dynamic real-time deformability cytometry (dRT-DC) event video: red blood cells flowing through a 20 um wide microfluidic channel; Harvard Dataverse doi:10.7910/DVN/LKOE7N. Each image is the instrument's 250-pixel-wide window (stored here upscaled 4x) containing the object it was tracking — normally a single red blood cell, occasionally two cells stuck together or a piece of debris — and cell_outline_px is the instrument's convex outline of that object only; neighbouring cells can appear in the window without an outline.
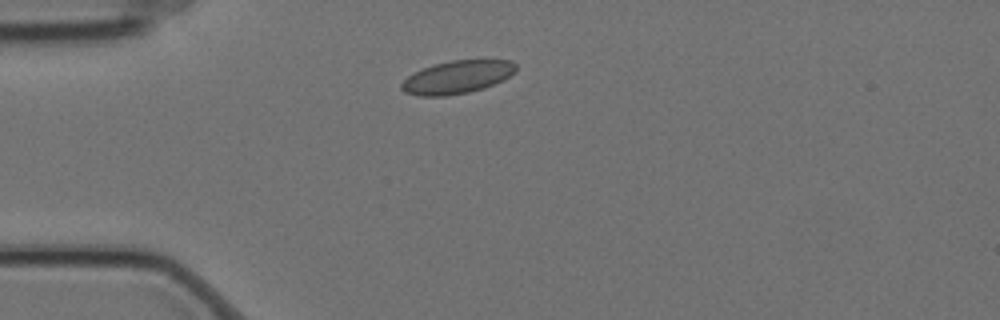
{"species": "Egyptian fruit bat (a non-hibernating species)", "species_latin": "Rousettus aegyptiacus", "temperature_condition": "cold", "stored_images_in_passage": 13, "camera_frame_rate_fps": 3000, "um_per_image_px": 0.085, "animal": {"sex": "female"}, "frame": {"image": 1, "passage_image": 2, "time_ms": 0.333, "image_size_px": [1000, 320], "cell_outline_px": [[516, 68], [508, 76], [484, 88], [468, 92], [444, 96], [420, 96], [404, 92], [400, 88], [400, 84], [408, 76], [432, 64], [452, 60], [512, 60], [516, 64]], "centroid_in_image_um": [38.82, 6.55], "position_along_channel_um": 46.2, "area_um2": 21.68}}
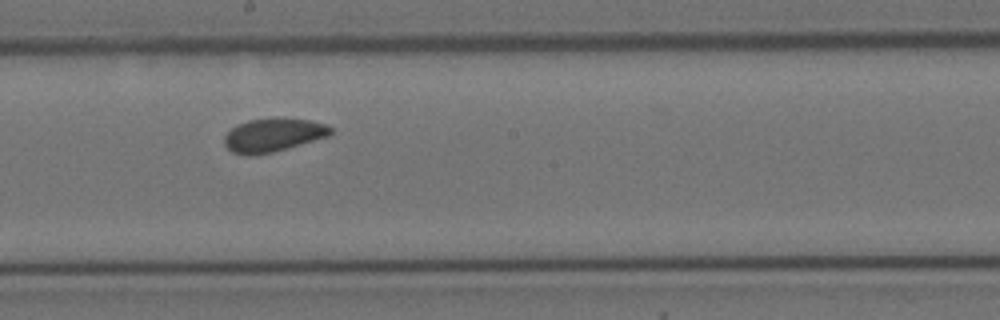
{"frame": {"image": 2, "passage_image": 7, "time_ms": 2.0, "image_size_px": [1000, 320], "cell_outline_px": [[332, 132], [328, 136], [272, 152], [248, 156], [232, 152], [224, 144], [224, 136], [236, 124], [248, 120], [308, 120], [328, 124], [332, 128]], "centroid_in_image_um": [23.19, 11.5], "position_along_channel_um": 225.0, "area_um2": 20.06}}
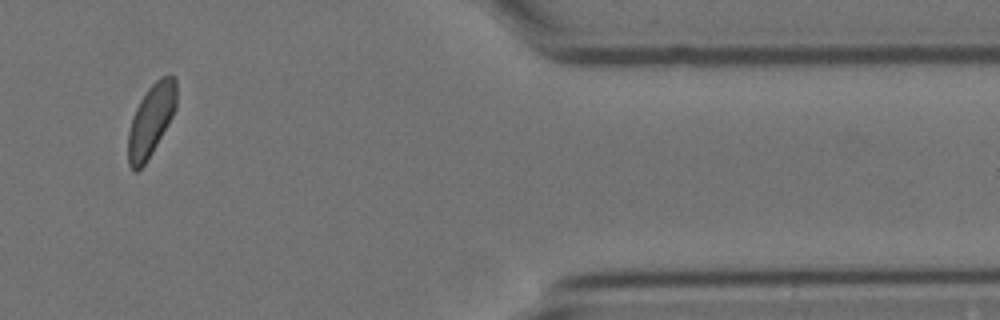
{"frame": {"image": 3, "passage_image": 11, "time_ms": 3.333, "image_size_px": [1000, 320], "cell_outline_px": [[176, 108], [168, 124], [152, 152], [144, 164], [136, 172], [132, 172], [128, 164], [128, 132], [132, 116], [140, 100], [148, 88], [160, 76], [176, 76]], "centroid_in_image_um": [12.82, 10.22], "position_along_channel_um": 398.6, "area_um2": 20.17}}